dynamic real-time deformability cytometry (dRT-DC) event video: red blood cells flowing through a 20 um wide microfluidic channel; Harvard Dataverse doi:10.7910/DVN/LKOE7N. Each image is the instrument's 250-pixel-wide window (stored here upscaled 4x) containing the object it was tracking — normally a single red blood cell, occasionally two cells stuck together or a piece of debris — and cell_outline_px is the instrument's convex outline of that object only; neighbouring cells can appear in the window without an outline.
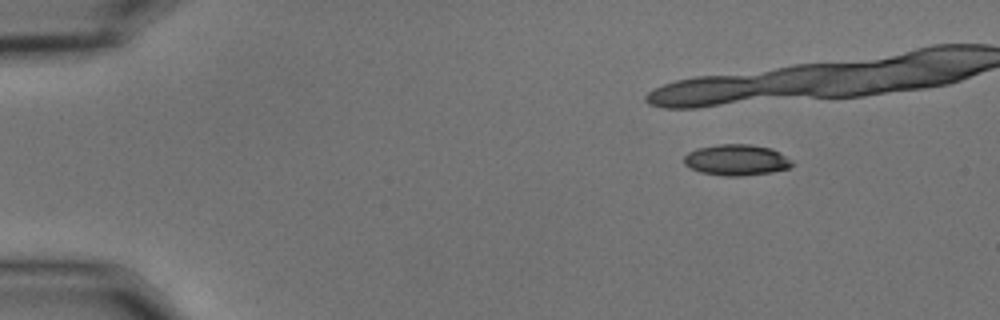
{"species": "common noctule bat (a hibernating species)", "species_latin": "Nyctalus noctula", "temperature_condition": "cold", "stored_images_in_passage": 43, "camera_frame_rate_fps": 3000, "um_per_image_px": 0.085, "animal": {"sex": "male", "body_mass_g": 15.6}, "frame": {"image": 1, "passage_image": 7, "time_ms": 2.0, "image_size_px": [1000, 320], "cell_outline_px": [[796, 164], [792, 168], [772, 172], [744, 176], [724, 176], [700, 172], [684, 164], [684, 156], [688, 152], [696, 148], [720, 144], [748, 144], [772, 148], [780, 152]], "centroid_in_image_um": [62.64, 13.6], "position_along_channel_um": 22.4, "area_um2": 19.77}}